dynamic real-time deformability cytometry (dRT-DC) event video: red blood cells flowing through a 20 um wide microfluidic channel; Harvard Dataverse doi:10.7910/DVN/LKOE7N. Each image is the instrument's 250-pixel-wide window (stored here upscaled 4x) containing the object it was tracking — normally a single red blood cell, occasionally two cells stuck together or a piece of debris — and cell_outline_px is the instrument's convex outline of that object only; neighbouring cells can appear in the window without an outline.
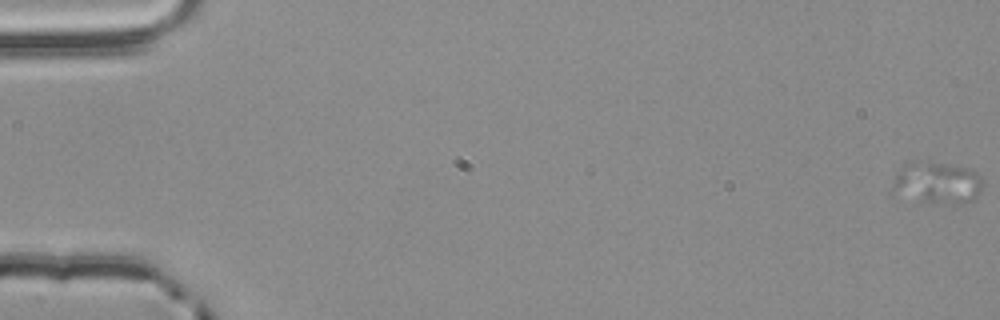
{"species": "common noctule bat (a hibernating species)", "species_latin": "Nyctalus noctula", "temperature_condition": "room temperature", "stored_images_in_passage": 3, "camera_frame_rate_fps": 3000, "um_per_image_px": 0.085, "animal": {"sex": "male", "body_mass_g": 20.4}, "frame": {"image": 1, "passage_image": 1, "time_ms": 0.0, "image_size_px": [1000, 320], "cell_outline_px": [[984, 188], [972, 200], [960, 204], [952, 204], [920, 200], [920, 196], [924, 168], [928, 164], [940, 164], [964, 168], [976, 172], [980, 176], [984, 184]], "centroid_in_image_um": [80.74, 15.68], "position_along_channel_um": 4.3, "area_um2": 14.8}}